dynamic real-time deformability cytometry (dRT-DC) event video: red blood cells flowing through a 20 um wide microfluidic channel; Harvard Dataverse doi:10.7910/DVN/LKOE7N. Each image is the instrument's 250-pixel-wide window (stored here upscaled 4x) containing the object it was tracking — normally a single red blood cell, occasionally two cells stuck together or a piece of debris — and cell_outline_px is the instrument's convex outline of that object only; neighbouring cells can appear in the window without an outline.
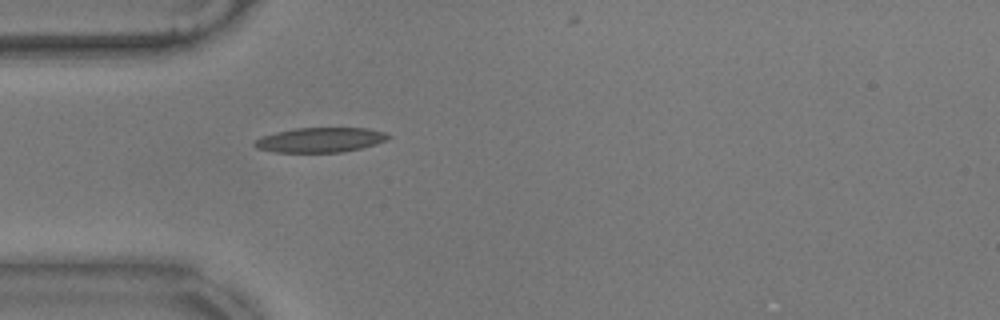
{"species": "common noctule bat (a hibernating species)", "species_latin": "Nyctalus noctula", "temperature_condition": "warm", "stored_images_in_passage": 34, "camera_frame_rate_fps": 3000, "um_per_image_px": 0.085, "animal": {"sex": "male", "body_mass_g": 17.9}, "frame": {"image": 1, "passage_image": 1, "time_ms": 0.0, "image_size_px": [1000, 320], "cell_outline_px": [[392, 136], [376, 144], [344, 152], [276, 152], [256, 148], [252, 144], [260, 136], [276, 132], [296, 128], [368, 128], [384, 132]], "centroid_in_image_um": [27.2, 11.89], "position_along_channel_um": 57.8, "area_um2": 19.25}}
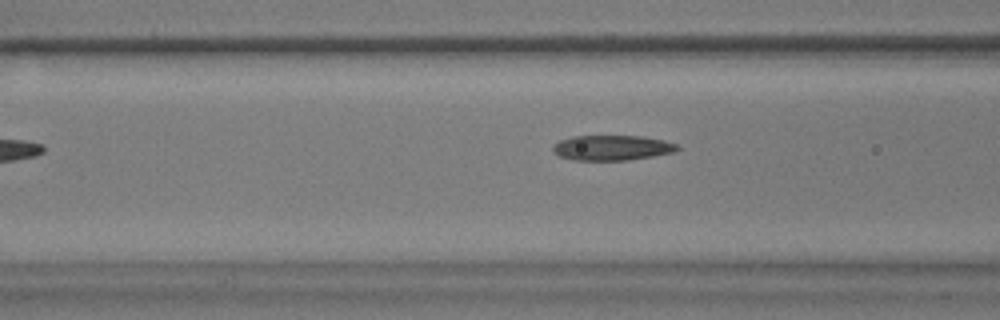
{"frame": {"image": 2, "passage_image": 6, "time_ms": 1.667, "image_size_px": [1000, 320], "cell_outline_px": [[680, 148], [672, 152], [652, 156], [628, 160], [572, 160], [560, 156], [552, 148], [552, 144], [560, 140], [572, 136], [640, 136], [664, 140], [676, 144]], "centroid_in_image_um": [51.99, 12.55], "position_along_channel_um": 114.6, "area_um2": 18.09}}
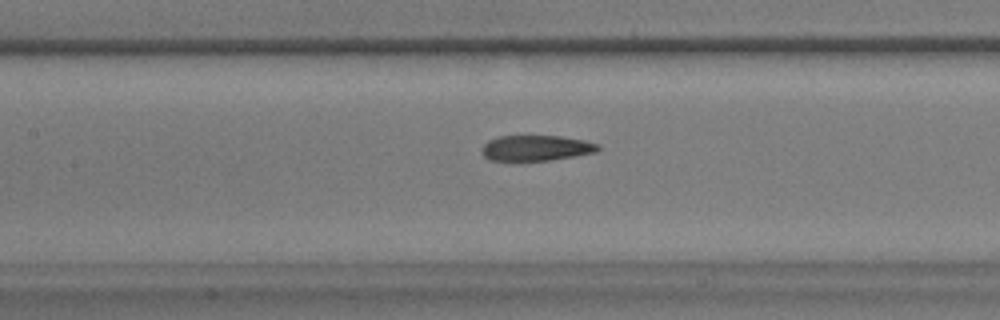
{"frame": {"image": 3, "passage_image": 10, "time_ms": 3.0, "image_size_px": [1000, 320], "cell_outline_px": [[600, 148], [596, 152], [548, 160], [492, 160], [484, 156], [484, 144], [488, 140], [500, 136], [560, 136], [584, 140], [600, 144]], "centroid_in_image_um": [45.61, 12.57], "position_along_channel_um": 161.8, "area_um2": 16.94}, "authors_computed_cell_mechanics": {"area_um2": 18.2359, "velocity_mm_per_s": 3.5201, "shape_relaxation_time_tau1_ms": 11.2679, "shape_relaxation_time_tau2_ms": 3.3774, "deformation_change_tau1": 0.3022, "deformation_change_tau2": 0.0886}}